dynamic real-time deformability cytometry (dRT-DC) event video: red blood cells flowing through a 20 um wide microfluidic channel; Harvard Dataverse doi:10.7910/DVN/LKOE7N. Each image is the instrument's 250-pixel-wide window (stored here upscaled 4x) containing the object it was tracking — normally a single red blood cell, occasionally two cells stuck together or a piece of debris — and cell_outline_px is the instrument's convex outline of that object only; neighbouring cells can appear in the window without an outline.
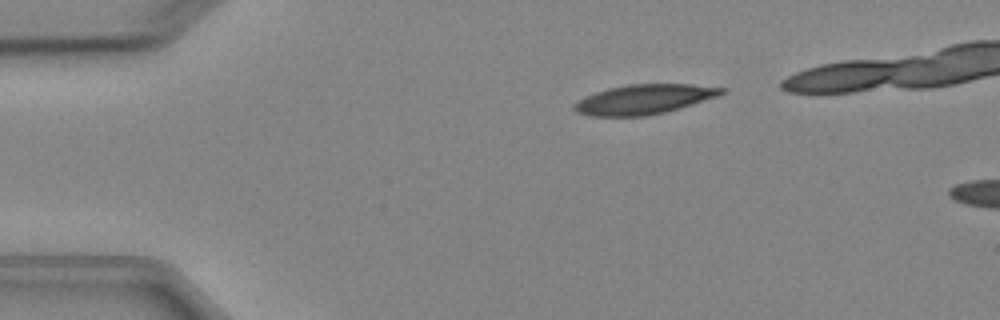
{"species": "Egyptian fruit bat (a non-hibernating species)", "species_latin": "Rousettus aegyptiacus", "temperature_condition": "cold", "stored_images_in_passage": 4, "camera_frame_rate_fps": 3000, "um_per_image_px": 0.085, "animal": {"sex": "female"}, "frame": {"image": 1, "passage_image": 2, "time_ms": 1.0, "image_size_px": [1000, 320], "cell_outline_px": [[728, 88], [724, 92], [716, 96], [692, 104], [664, 112], [648, 116], [588, 116], [576, 112], [572, 108], [572, 104], [596, 92], [608, 88], [628, 84], [688, 84]], "centroid_in_image_um": [54.7, 8.44], "position_along_channel_um": 30.3, "area_um2": 25.26}}